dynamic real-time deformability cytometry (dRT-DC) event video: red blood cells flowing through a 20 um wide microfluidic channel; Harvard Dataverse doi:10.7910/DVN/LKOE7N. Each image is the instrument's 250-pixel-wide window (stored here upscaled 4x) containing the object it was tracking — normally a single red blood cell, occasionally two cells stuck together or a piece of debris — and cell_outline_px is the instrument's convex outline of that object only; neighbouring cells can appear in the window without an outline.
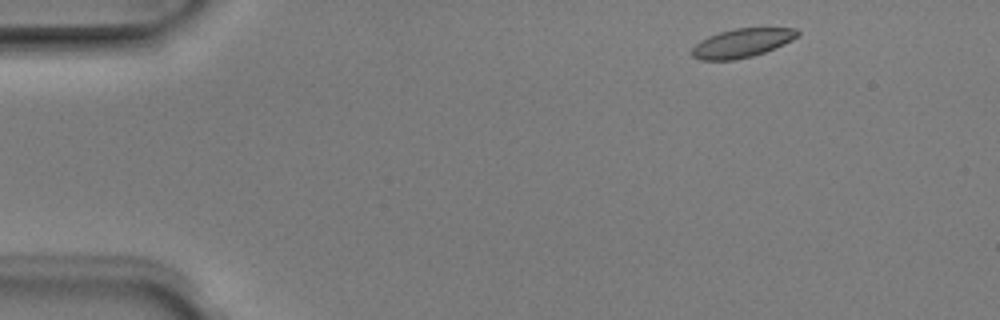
{"species": "Egyptian fruit bat (a non-hibernating species)", "species_latin": "Rousettus aegyptiacus", "temperature_condition": "room temperature", "stored_images_in_passage": 7, "camera_frame_rate_fps": 3000, "um_per_image_px": 0.085, "animal": {"sex": "male"}, "frame": {"image": 1, "passage_image": 1, "time_ms": 0.0, "image_size_px": [1000, 320], "cell_outline_px": [[800, 36], [784, 44], [764, 52], [752, 56], [732, 60], [700, 60], [692, 56], [692, 48], [700, 40], [708, 36], [720, 32], [736, 28], [796, 28], [800, 32]], "centroid_in_image_um": [63.08, 3.65], "position_along_channel_um": 21.9, "area_um2": 17.69}}
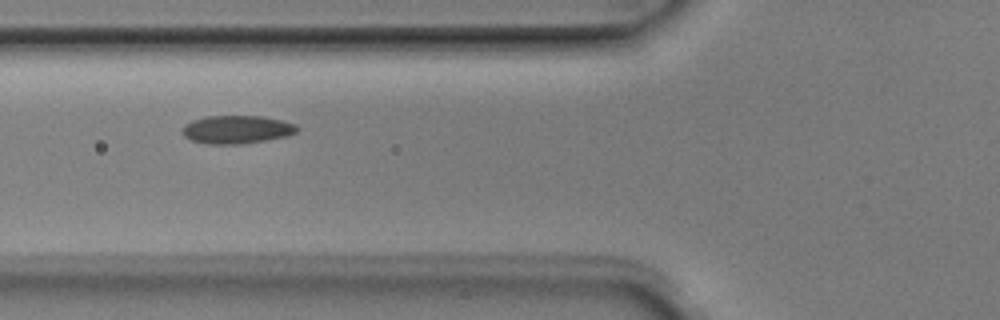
{"frame": {"image": 2, "passage_image": 5, "time_ms": 1.333, "image_size_px": [1000, 320], "cell_outline_px": [[300, 128], [296, 132], [288, 136], [244, 144], [204, 144], [192, 140], [184, 136], [180, 132], [180, 128], [184, 124], [192, 120], [204, 116], [264, 116], [284, 120], [296, 124]], "centroid_in_image_um": [20.11, 11.0], "position_along_channel_um": 105.7, "area_um2": 19.31}}
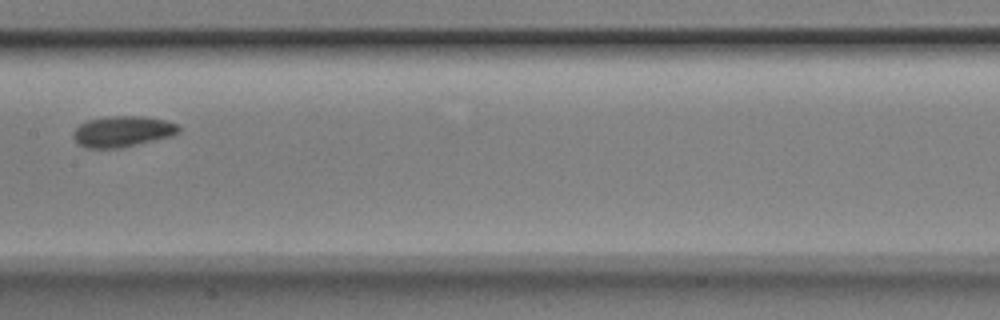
{"frame": {"image": 3, "passage_image": 7, "time_ms": 2.0, "image_size_px": [1000, 320], "cell_outline_px": [[180, 132], [172, 136], [120, 148], [84, 148], [76, 144], [72, 136], [72, 132], [80, 124], [88, 120], [108, 116], [144, 116], [164, 120], [176, 124], [180, 128]], "centroid_in_image_um": [10.37, 11.18], "position_along_channel_um": 197.0, "area_um2": 19.13}}